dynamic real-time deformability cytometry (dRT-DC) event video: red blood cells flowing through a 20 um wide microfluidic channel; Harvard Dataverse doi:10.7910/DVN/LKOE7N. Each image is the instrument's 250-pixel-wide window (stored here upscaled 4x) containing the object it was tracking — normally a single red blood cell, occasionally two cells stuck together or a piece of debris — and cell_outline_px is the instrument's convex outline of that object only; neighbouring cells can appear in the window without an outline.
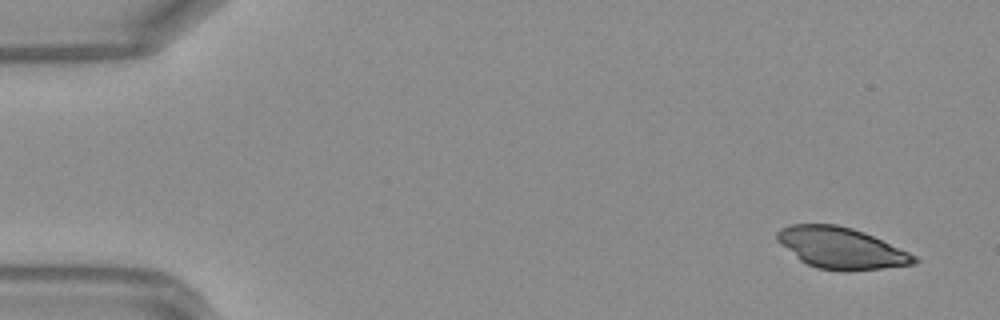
{"species": "Egyptian fruit bat (a non-hibernating species)", "species_latin": "Rousettus aegyptiacus", "temperature_condition": "warm", "stored_images_in_passage": 46, "camera_frame_rate_fps": 3000, "um_per_image_px": 0.085, "frame": {"image": 1, "passage_image": 1, "time_ms": 0.0, "image_size_px": [1000, 320], "cell_outline_px": [[920, 260], [916, 264], [884, 268], [816, 268], [800, 260], [780, 244], [776, 240], [776, 232], [780, 228], [792, 224], [836, 224], [852, 228], [864, 232], [908, 252], [916, 256]], "centroid_in_image_um": [71.47, 21.04], "position_along_channel_um": 13.5, "area_um2": 32.08}}